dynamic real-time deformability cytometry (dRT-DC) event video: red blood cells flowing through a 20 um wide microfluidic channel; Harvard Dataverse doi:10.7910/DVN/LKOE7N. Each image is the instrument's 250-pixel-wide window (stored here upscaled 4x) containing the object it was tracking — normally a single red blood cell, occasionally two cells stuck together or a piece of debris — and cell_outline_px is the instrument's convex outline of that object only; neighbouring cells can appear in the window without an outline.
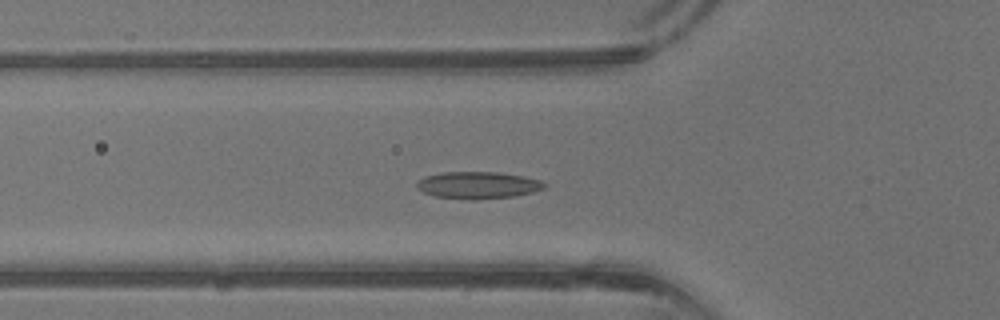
{"species": "common noctule bat (a hibernating species)", "species_latin": "Nyctalus noctula", "temperature_condition": "warm", "stored_images_in_passage": 41, "camera_frame_rate_fps": 3000, "um_per_image_px": 0.085, "animal": {"sex": "male", "body_mass_g": 13.3}, "frame": {"image": 1, "passage_image": 14, "time_ms": 4.333, "image_size_px": [1000, 320], "cell_outline_px": [[548, 184], [544, 188], [532, 192], [516, 196], [468, 200], [436, 196], [424, 192], [416, 188], [416, 180], [424, 176], [440, 172], [500, 172], [524, 176], [540, 180]], "centroid_in_image_um": [40.61, 15.73], "position_along_channel_um": 85.2, "area_um2": 20.29}}
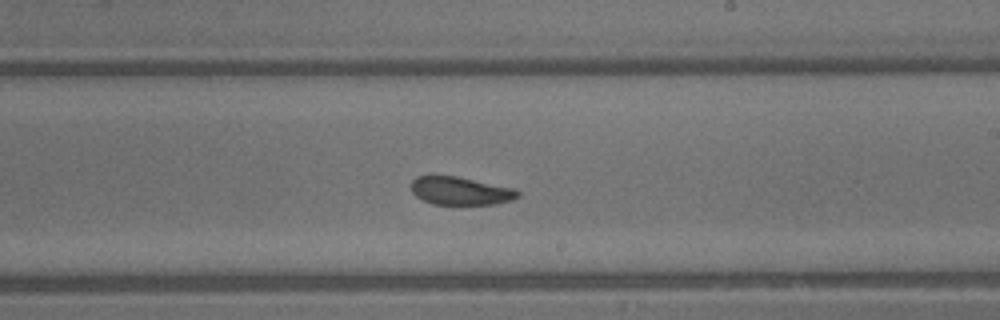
{"frame": {"image": 2, "passage_image": 24, "time_ms": 7.667, "image_size_px": [1000, 320], "cell_outline_px": [[520, 196], [512, 200], [496, 204], [432, 204], [416, 196], [412, 192], [412, 180], [416, 176], [432, 172], [456, 176], [516, 188], [520, 192]], "centroid_in_image_um": [39.11, 16.18], "position_along_channel_um": 249.9, "area_um2": 18.03}}
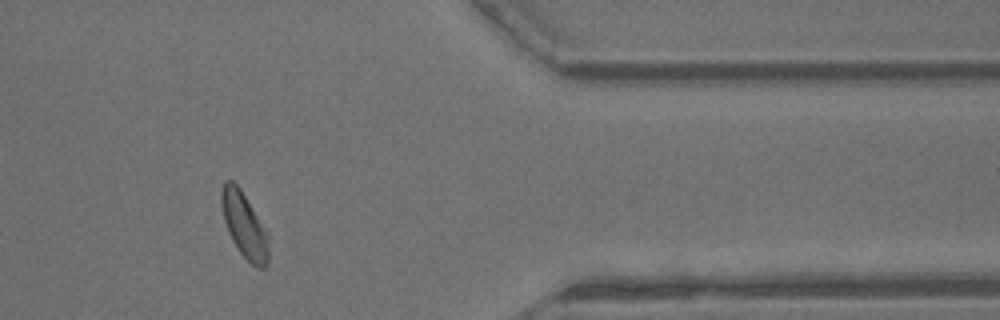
{"frame": {"image": 3, "passage_image": 34, "time_ms": 11.0, "image_size_px": [1000, 320], "cell_outline_px": [[268, 264], [264, 268], [256, 268], [240, 252], [232, 240], [228, 232], [224, 220], [220, 200], [220, 192], [224, 180], [232, 180], [240, 188], [268, 232]], "centroid_in_image_um": [20.76, 19.13], "position_along_channel_um": 390.6, "area_um2": 17.98}, "authors_computed_cell_mechanics": {"area_um2": 18.7272, "velocity_mm_per_s": 4.9273, "shape_relaxation_time_tau1_ms": 3.4984, "shape_relaxation_time_tau2_ms": 1.176, "deformation_change_tau1": 0.1031, "deformation_change_tau2": 0.0748}}